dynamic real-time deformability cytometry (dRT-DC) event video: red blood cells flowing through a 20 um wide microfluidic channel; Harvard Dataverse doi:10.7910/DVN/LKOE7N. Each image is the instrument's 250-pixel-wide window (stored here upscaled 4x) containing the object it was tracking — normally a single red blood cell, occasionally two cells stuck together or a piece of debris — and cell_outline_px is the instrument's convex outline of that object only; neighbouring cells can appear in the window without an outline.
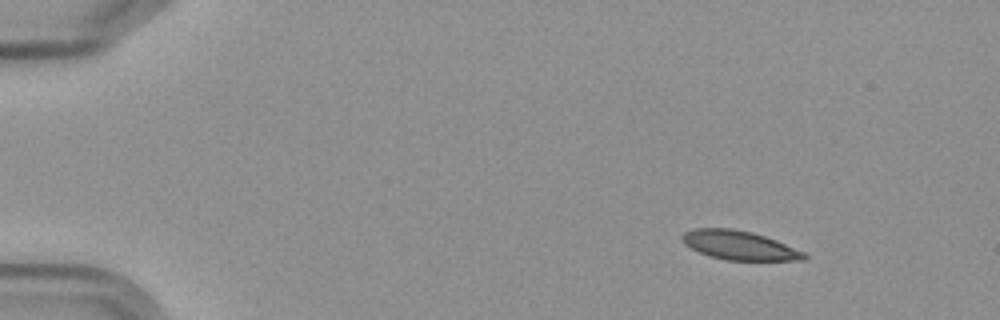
{"species": "Egyptian fruit bat (a non-hibernating species)", "species_latin": "Rousettus aegyptiacus", "temperature_condition": "cold", "stored_images_in_passage": 6, "camera_frame_rate_fps": 3000, "um_per_image_px": 0.085, "frame": {"image": 1, "passage_image": 3, "time_ms": 2.333, "image_size_px": [1000, 320], "cell_outline_px": [[808, 260], [724, 260], [708, 256], [684, 244], [680, 240], [680, 236], [684, 232], [692, 228], [732, 228], [752, 232], [776, 240], [804, 252], [808, 256]], "centroid_in_image_um": [62.8, 20.85], "position_along_channel_um": 22.2, "area_um2": 20.75}}
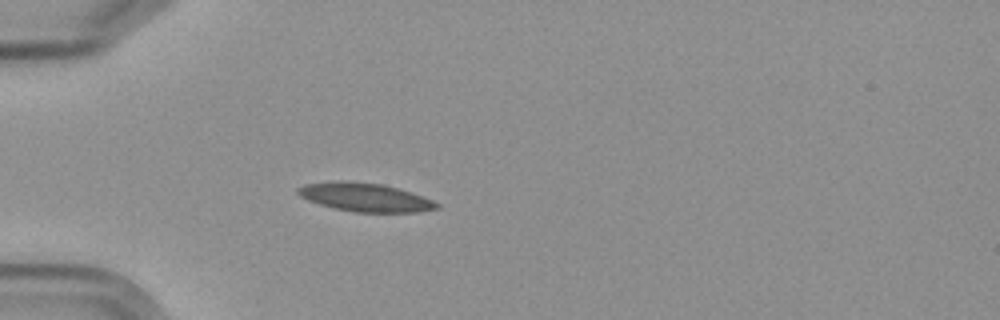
{"frame": {"image": 2, "passage_image": 6, "time_ms": 5.667, "image_size_px": [1000, 320], "cell_outline_px": [[440, 208], [416, 212], [356, 212], [332, 208], [308, 200], [300, 196], [296, 192], [296, 188], [304, 184], [336, 180], [344, 180], [384, 184], [412, 192], [432, 200], [440, 204]], "centroid_in_image_um": [31.01, 16.75], "position_along_channel_um": 54.0, "area_um2": 23.29}}